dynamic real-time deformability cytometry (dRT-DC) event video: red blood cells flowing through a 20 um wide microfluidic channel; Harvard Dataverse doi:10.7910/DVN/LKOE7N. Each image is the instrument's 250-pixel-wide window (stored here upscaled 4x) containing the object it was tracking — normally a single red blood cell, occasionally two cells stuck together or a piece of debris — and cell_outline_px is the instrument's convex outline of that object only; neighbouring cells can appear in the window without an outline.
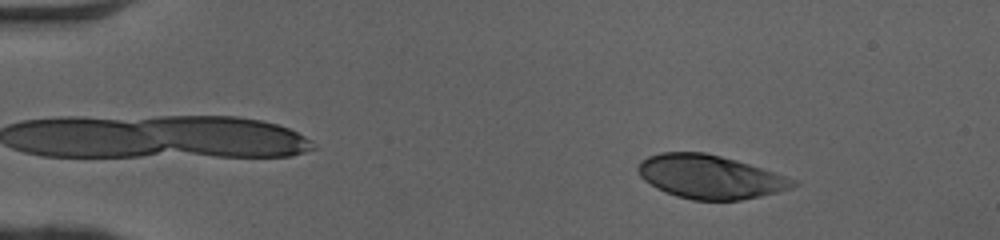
{"species": "human", "species_latin": "Homo sapiens", "temperature_condition": "cold", "stored_images_in_passage": 50, "camera_frame_rate_fps": 3000, "um_per_image_px": 0.085, "donor": {"sex": "female"}, "frame": {"image": 1, "passage_image": 7, "time_ms": 2.0, "image_size_px": [1000, 240], "cell_outline_px": [[800, 184], [776, 192], [760, 196], [740, 200], [692, 200], [676, 196], [656, 188], [644, 180], [640, 176], [636, 168], [640, 160], [648, 156], [660, 152], [704, 152], [736, 160], [796, 180]], "centroid_in_image_um": [60.28, 15.03], "position_along_channel_um": 24.7, "area_um2": 39.13}}
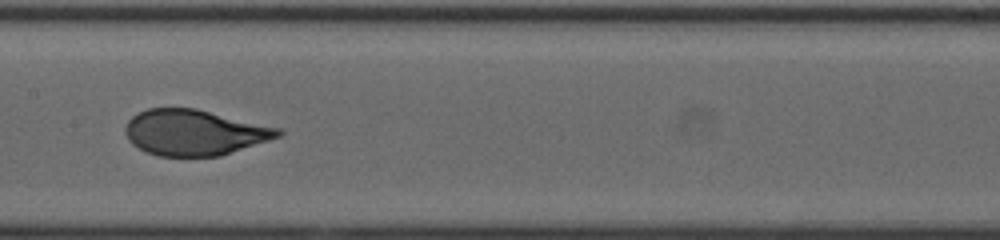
{"frame": {"image": 2, "passage_image": 26, "time_ms": 8.333, "image_size_px": [1000, 240], "cell_outline_px": [[284, 132], [280, 136], [220, 156], [156, 156], [144, 152], [132, 144], [128, 140], [124, 128], [128, 120], [136, 112], [148, 108], [196, 108], [280, 128]], "centroid_in_image_um": [16.47, 11.26], "position_along_channel_um": 190.9, "area_um2": 40.81}}
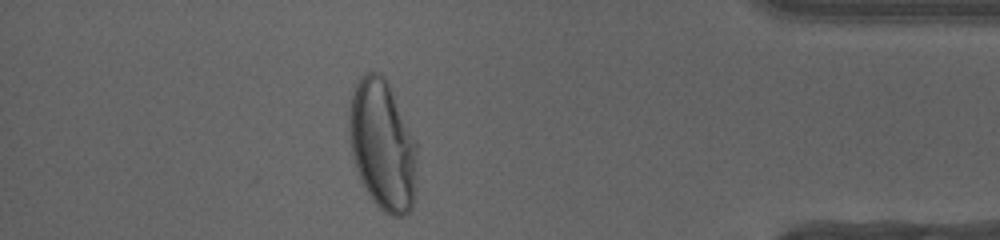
{"frame": {"image": 3, "passage_image": 44, "time_ms": 14.333, "image_size_px": [1000, 240], "cell_outline_px": [[416, 188], [412, 208], [404, 216], [392, 216], [384, 212], [372, 200], [356, 168], [352, 152], [348, 132], [348, 112], [352, 92], [360, 76], [364, 72], [380, 72], [384, 76], [416, 140]], "centroid_in_image_um": [32.51, 12.32], "position_along_channel_um": 402.7, "area_um2": 51.56}, "authors_computed_cell_mechanics": {"area_um2": 40.6912, "velocity_mm_per_s": 4.0886, "shape_relaxation_time_tau1_ms": 5.3923, "shape_relaxation_time_tau2_ms": null, "deformation_change_tau1": 0.2416, "deformation_change_tau2": null}}